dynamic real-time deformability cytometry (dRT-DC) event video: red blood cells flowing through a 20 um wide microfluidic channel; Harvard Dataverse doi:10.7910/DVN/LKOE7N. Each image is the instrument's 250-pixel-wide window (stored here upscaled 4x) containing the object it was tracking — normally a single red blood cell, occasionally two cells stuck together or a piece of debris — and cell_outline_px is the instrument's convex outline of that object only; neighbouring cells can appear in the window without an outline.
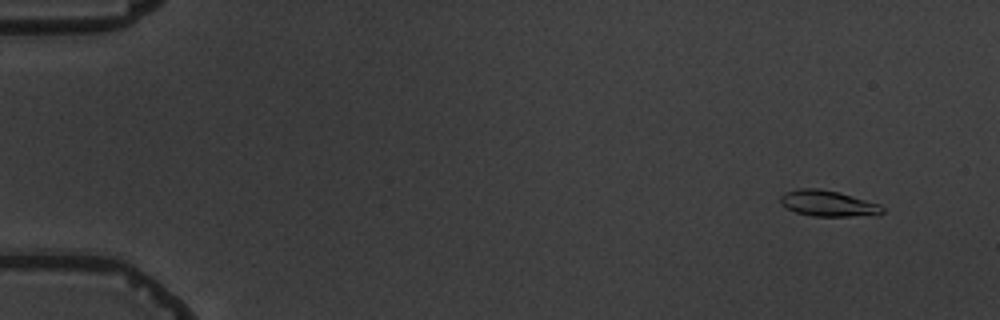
{"species": "common noctule bat (a hibernating species)", "species_latin": "Nyctalus noctula", "temperature_condition": "warm", "stored_images_in_passage": 5, "camera_frame_rate_fps": 3000, "um_per_image_px": 0.085, "animal": {"sex": "male", "body_mass_g": 19.5, "forearm_length_mm": 54.6}, "frame": {"image": 1, "passage_image": 2, "time_ms": 1.0, "image_size_px": [1000, 320], "cell_outline_px": [[884, 212], [880, 216], [812, 216], [796, 212], [780, 204], [780, 196], [784, 192], [796, 188], [816, 188], [840, 192], [880, 204], [884, 208]], "centroid_in_image_um": [70.42, 17.29], "position_along_channel_um": 14.6, "area_um2": 15.72}}